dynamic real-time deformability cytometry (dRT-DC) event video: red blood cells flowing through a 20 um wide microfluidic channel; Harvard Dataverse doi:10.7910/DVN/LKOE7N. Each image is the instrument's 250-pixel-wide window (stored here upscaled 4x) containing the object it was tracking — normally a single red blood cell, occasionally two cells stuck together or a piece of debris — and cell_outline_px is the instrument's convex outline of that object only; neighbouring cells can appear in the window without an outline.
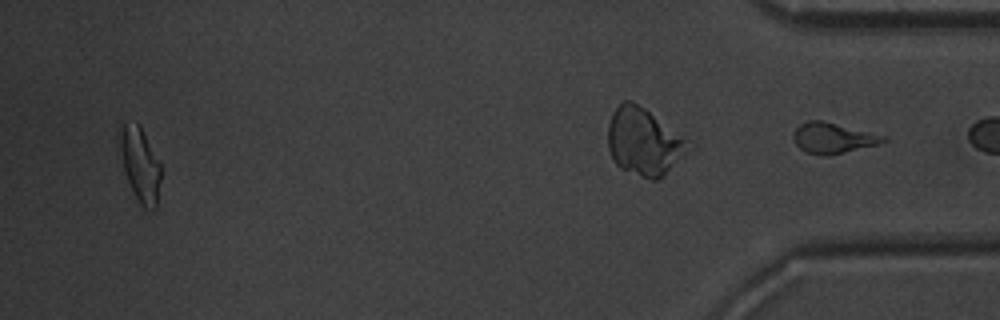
{"species": "common noctule bat (a hibernating species)", "species_latin": "Nyctalus noctula", "temperature_condition": "warm", "stored_images_in_passage": 49, "segment_of_instrument_passage": [2, 2], "camera_frame_rate_fps": 3000, "um_per_image_px": 0.085, "animal": {"sex": "male", "body_mass_g": 20.1, "forearm_length_mm": 53.5}, "frame": {"image": 1, "passage_image": 49, "time_ms": 16.0, "image_size_px": [1000, 320], "cell_outline_px": [[888, 140], [876, 144], [844, 152], [824, 156], [804, 152], [796, 144], [792, 136], [792, 132], [800, 124], [808, 120], [824, 120], [884, 136]], "centroid_in_image_um": [70.72, 11.72], "position_along_channel_um": 364.5, "area_um2": 15.84}}